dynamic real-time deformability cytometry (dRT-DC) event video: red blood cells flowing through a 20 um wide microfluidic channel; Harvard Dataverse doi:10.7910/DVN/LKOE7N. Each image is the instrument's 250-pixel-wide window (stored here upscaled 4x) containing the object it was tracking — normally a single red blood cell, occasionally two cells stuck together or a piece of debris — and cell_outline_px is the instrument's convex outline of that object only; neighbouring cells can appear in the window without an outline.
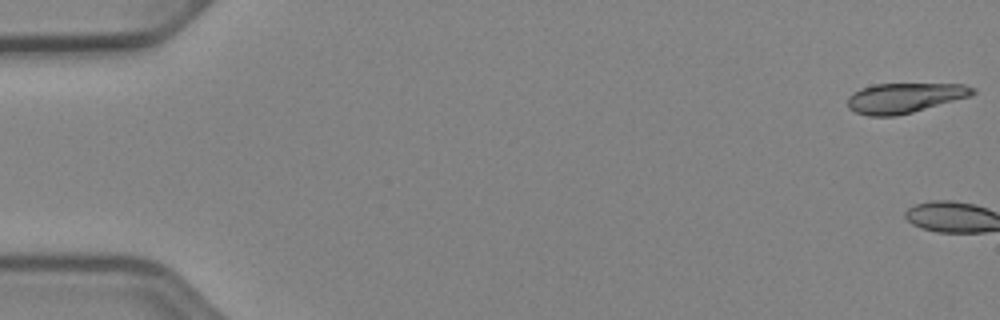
{"species": "Egyptian fruit bat (a non-hibernating species)", "species_latin": "Rousettus aegyptiacus", "temperature_condition": "cold", "stored_images_in_passage": 3, "camera_frame_rate_fps": 3000, "um_per_image_px": 0.085, "animal": {"sex": "female"}, "frame": {"image": 1, "passage_image": 1, "time_ms": 0.0, "image_size_px": [1000, 320], "cell_outline_px": [[976, 92], [972, 96], [912, 112], [896, 116], [868, 116], [856, 112], [848, 108], [848, 96], [852, 92], [860, 88], [872, 84], [964, 84], [976, 88]], "centroid_in_image_um": [76.89, 8.31], "position_along_channel_um": 8.1, "area_um2": 22.02}}